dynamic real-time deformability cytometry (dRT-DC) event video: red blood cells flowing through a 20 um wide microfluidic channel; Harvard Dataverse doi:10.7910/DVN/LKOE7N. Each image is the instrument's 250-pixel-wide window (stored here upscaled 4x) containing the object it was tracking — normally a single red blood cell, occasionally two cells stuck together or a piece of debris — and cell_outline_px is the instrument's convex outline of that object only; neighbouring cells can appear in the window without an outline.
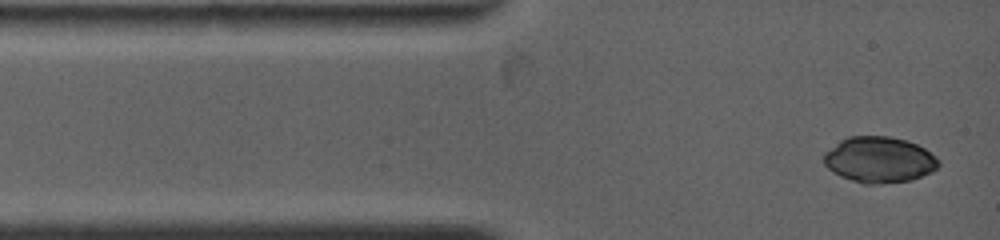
{"species": "common noctule bat (a hibernating species)", "species_latin": "Nyctalus noctula", "temperature_condition": "warm", "stored_images_in_passage": 26, "camera_frame_rate_fps": 4500, "um_per_image_px": 0.085, "animal": {"sex": "female", "body_mass_g": 19.0, "forearm_length_mm": 53.3}, "frame": {"image": 1, "passage_image": 1, "time_ms": 0.0, "image_size_px": [1000, 240], "cell_outline_px": [[940, 164], [932, 172], [912, 180], [880, 184], [864, 184], [840, 176], [832, 172], [824, 164], [824, 152], [840, 140], [848, 136], [888, 136], [908, 140], [924, 148], [936, 156], [940, 160]], "centroid_in_image_um": [74.74, 13.57], "position_along_channel_um": 10.3, "area_um2": 30.98}}